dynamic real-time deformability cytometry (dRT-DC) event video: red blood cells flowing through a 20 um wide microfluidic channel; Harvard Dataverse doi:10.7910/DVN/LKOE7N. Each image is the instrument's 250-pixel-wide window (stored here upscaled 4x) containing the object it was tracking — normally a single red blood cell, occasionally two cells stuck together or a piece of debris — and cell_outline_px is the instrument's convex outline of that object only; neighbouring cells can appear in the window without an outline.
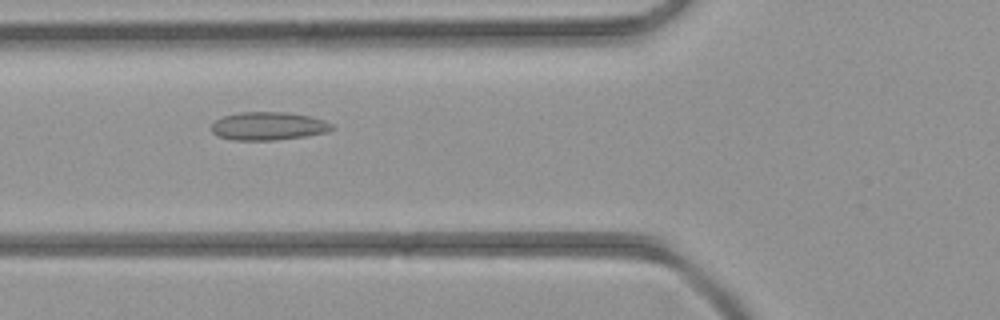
{"species": "common noctule bat (a hibernating species)", "species_latin": "Nyctalus noctula", "temperature_condition": "room temperature", "stored_images_in_passage": 2, "camera_frame_rate_fps": 3000, "um_per_image_px": 0.085, "animal": {"sex": "female", "body_mass_g": 21.9}, "frame": {"image": 1, "passage_image": 2, "time_ms": 1.0, "image_size_px": [1000, 320], "cell_outline_px": [[336, 128], [328, 132], [304, 136], [276, 140], [232, 140], [216, 136], [212, 132], [212, 124], [216, 120], [224, 116], [240, 112], [284, 112], [308, 116], [324, 120], [332, 124]], "centroid_in_image_um": [22.81, 10.72], "position_along_channel_um": 103.0, "area_um2": 19.77}}